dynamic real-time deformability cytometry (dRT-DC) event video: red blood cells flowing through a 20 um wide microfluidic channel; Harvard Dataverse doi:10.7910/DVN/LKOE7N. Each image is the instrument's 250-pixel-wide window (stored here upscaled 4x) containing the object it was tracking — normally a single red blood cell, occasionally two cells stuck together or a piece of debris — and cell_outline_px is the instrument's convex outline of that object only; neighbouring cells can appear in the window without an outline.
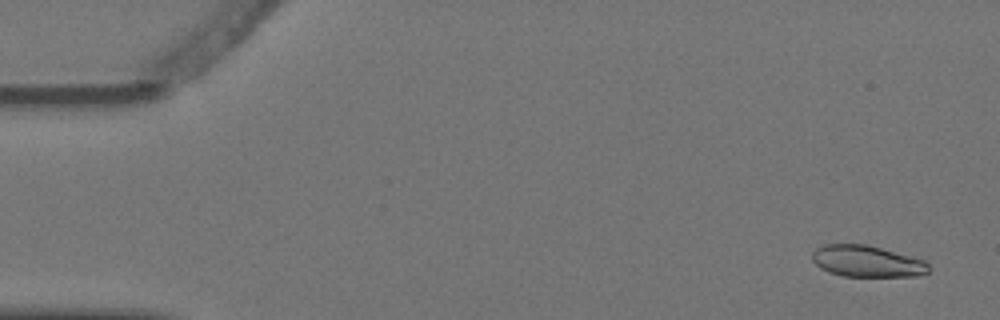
{"species": "Egyptian fruit bat (a non-hibernating species)", "species_latin": "Rousettus aegyptiacus", "temperature_condition": "warm", "stored_images_in_passage": 5, "camera_frame_rate_fps": 3000, "um_per_image_px": 0.085, "animal": {"sex": "female"}, "frame": {"image": 1, "passage_image": 1, "time_ms": 0.0, "image_size_px": [1000, 320], "cell_outline_px": [[932, 268], [928, 272], [920, 276], [844, 276], [828, 272], [820, 268], [812, 260], [812, 252], [816, 248], [824, 244], [864, 244], [912, 256], [924, 260]], "centroid_in_image_um": [73.7, 22.21], "position_along_channel_um": 11.3, "area_um2": 21.44}}
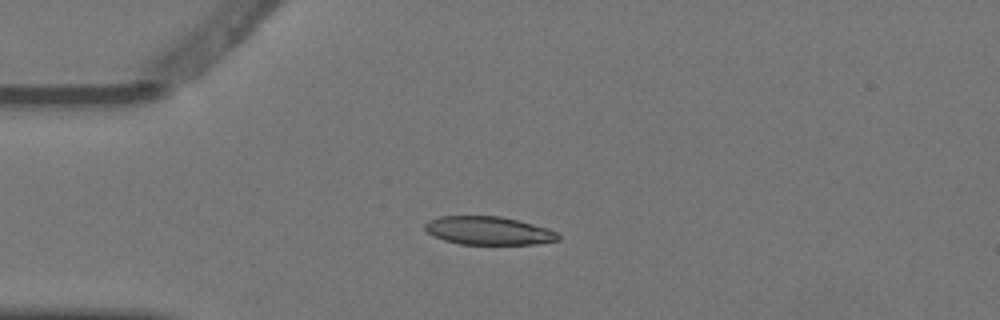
{"frame": {"image": 2, "passage_image": 4, "time_ms": 1.0, "image_size_px": [1000, 320], "cell_outline_px": [[560, 240], [536, 244], [460, 244], [444, 240], [428, 232], [424, 228], [424, 224], [428, 220], [440, 216], [500, 216], [548, 228], [556, 232], [560, 236]], "centroid_in_image_um": [41.53, 19.6], "position_along_channel_um": 43.5, "area_um2": 21.85}}